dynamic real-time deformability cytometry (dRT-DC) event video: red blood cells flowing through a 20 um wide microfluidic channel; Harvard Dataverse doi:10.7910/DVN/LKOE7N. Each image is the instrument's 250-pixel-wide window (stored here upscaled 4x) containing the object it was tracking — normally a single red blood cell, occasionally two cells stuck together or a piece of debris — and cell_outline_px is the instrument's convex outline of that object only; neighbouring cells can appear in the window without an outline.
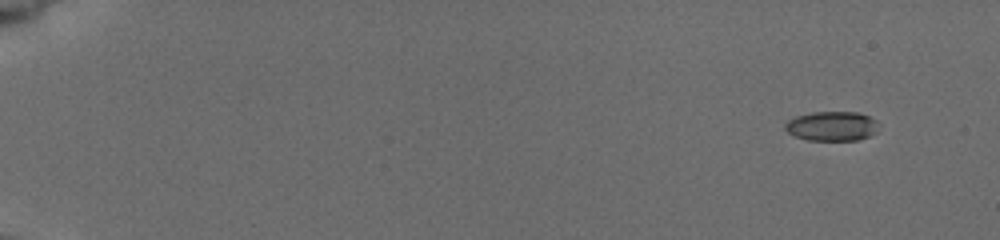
{"species": "common noctule bat (a hibernating species)", "species_latin": "Nyctalus noctula", "temperature_condition": "cold", "stored_images_in_passage": 7, "camera_frame_rate_fps": 3000, "um_per_image_px": 0.085, "animal": {"sex": "female", "body_mass_g": 19.5, "forearm_length_mm": 54.1}, "frame": {"image": 1, "passage_image": 1, "time_ms": 0.0, "image_size_px": [1000, 240], "cell_outline_px": [[876, 132], [868, 136], [856, 140], [808, 140], [796, 136], [788, 132], [784, 128], [784, 124], [788, 120], [796, 116], [812, 112], [856, 112], [868, 116], [876, 120]], "centroid_in_image_um": [70.67, 10.71], "position_along_channel_um": 14.3, "area_um2": 15.9}}